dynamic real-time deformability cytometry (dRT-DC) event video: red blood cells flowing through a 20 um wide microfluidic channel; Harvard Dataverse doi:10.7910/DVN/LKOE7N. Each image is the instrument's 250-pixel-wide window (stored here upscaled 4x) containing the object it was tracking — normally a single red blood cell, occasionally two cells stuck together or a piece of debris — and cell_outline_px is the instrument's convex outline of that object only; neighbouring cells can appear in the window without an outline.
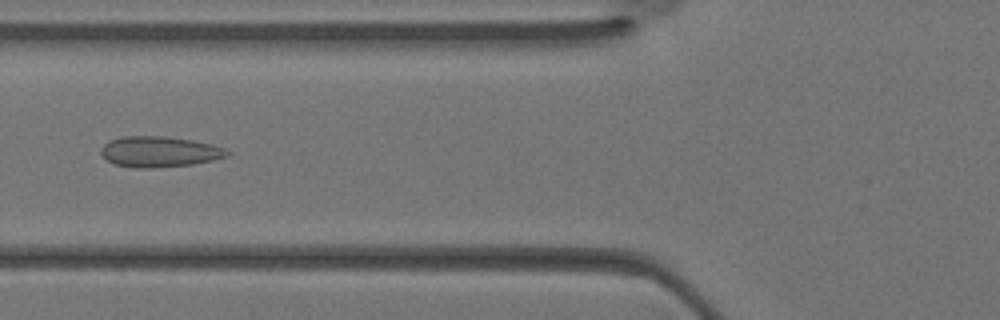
{"species": "Egyptian fruit bat (a non-hibernating species)", "species_latin": "Rousettus aegyptiacus", "temperature_condition": "warm", "stored_images_in_passage": 34, "camera_frame_rate_fps": 3000, "um_per_image_px": 0.085, "animal": {"sex": "female"}, "frame": {"image": 1, "passage_image": 13, "time_ms": 4.0, "image_size_px": [1000, 320], "cell_outline_px": [[232, 152], [228, 156], [212, 160], [192, 164], [152, 168], [136, 168], [116, 164], [108, 160], [100, 152], [100, 148], [108, 140], [120, 136], [164, 136], [192, 140], [212, 144], [224, 148]], "centroid_in_image_um": [13.55, 12.88], "position_along_channel_um": 112.3, "area_um2": 22.6}}
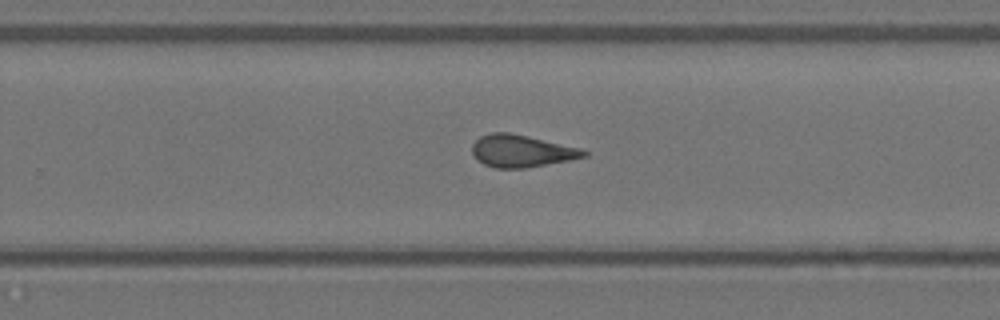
{"frame": {"image": 2, "passage_image": 22, "time_ms": 7.0, "image_size_px": [1000, 320], "cell_outline_px": [[588, 156], [572, 160], [524, 168], [496, 168], [484, 164], [476, 160], [472, 152], [472, 144], [480, 136], [492, 132], [508, 132], [528, 136], [580, 148], [588, 152]], "centroid_in_image_um": [44.32, 12.84], "position_along_channel_um": 285.5, "area_um2": 21.04}}
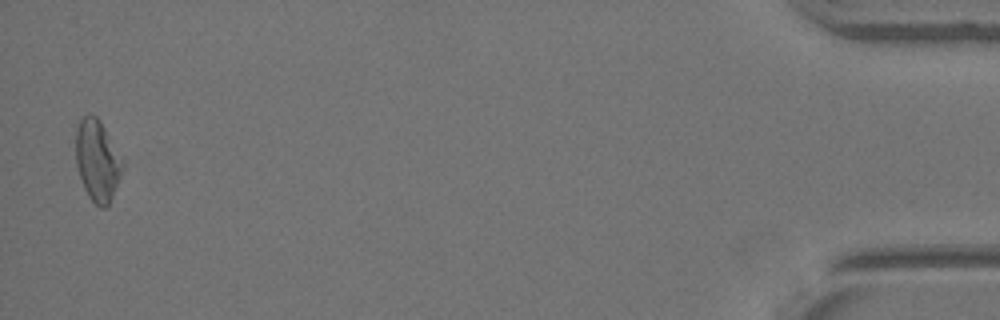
{"frame": {"image": 3, "passage_image": 34, "time_ms": 11.0, "image_size_px": [1000, 320], "cell_outline_px": [[124, 168], [112, 196], [108, 204], [104, 208], [100, 208], [88, 196], [84, 188], [76, 164], [76, 128], [80, 120], [88, 112], [92, 112], [100, 120], [124, 160]], "centroid_in_image_um": [8.28, 13.6], "position_along_channel_um": 426.9, "area_um2": 22.25}}